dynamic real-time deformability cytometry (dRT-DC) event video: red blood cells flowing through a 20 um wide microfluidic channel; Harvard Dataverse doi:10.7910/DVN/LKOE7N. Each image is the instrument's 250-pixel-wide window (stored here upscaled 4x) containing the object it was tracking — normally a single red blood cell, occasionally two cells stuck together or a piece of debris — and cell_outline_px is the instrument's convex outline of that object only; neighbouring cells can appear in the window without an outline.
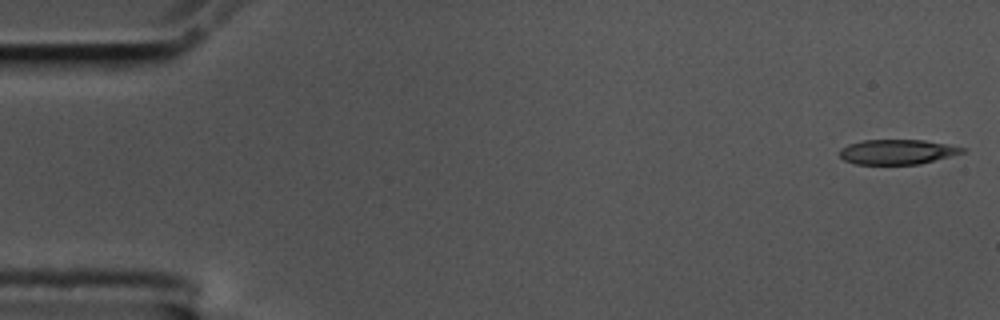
{"species": "common noctule bat (a hibernating species)", "species_latin": "Nyctalus noctula", "temperature_condition": "cold", "stored_images_in_passage": 58, "camera_frame_rate_fps": 3000, "um_per_image_px": 0.085, "animal": {"sex": "male", "body_mass_g": 17.5, "forearm_length_mm": 52.3}, "frame": {"image": 1, "passage_image": 1, "time_ms": 0.0, "image_size_px": [1000, 320], "cell_outline_px": [[968, 148], [964, 152], [920, 164], [856, 164], [844, 160], [840, 156], [840, 148], [848, 144], [864, 140], [924, 140], [948, 144]], "centroid_in_image_um": [76.27, 12.9], "position_along_channel_um": 8.7, "area_um2": 17.74}}
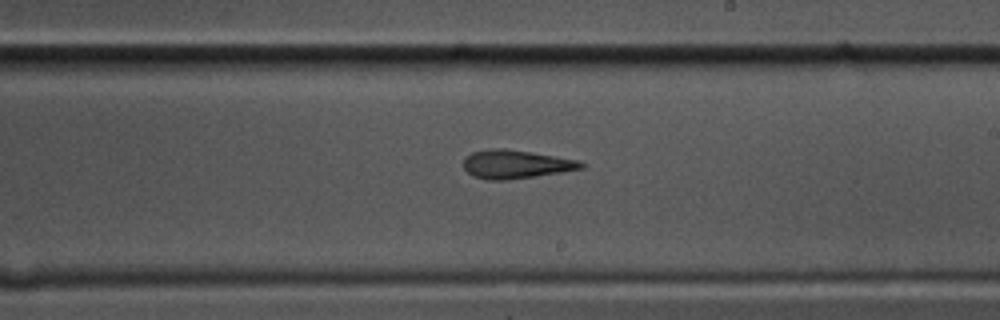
{"frame": {"image": 2, "passage_image": 33, "time_ms": 10.667, "image_size_px": [1000, 320], "cell_outline_px": [[584, 168], [536, 176], [504, 180], [488, 180], [472, 176], [464, 168], [464, 160], [472, 152], [488, 148], [504, 148], [532, 152], [576, 160], [584, 164]], "centroid_in_image_um": [43.8, 13.96], "position_along_channel_um": 245.2, "area_um2": 19.36}}
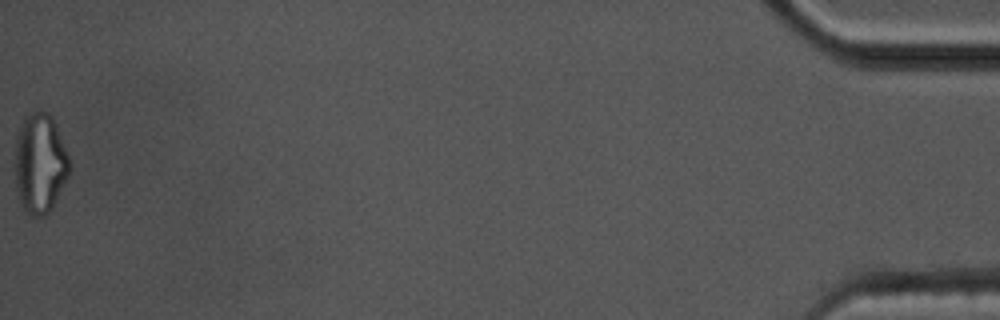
{"frame": {"image": 3, "passage_image": 58, "time_ms": 19.0, "image_size_px": [1000, 320], "cell_outline_px": [[72, 168], [52, 208], [44, 216], [32, 216], [24, 212], [16, 188], [12, 164], [16, 136], [24, 116], [32, 108], [36, 108], [48, 112], [52, 116], [56, 124], [72, 164]], "centroid_in_image_um": [3.37, 13.83], "position_along_channel_um": 431.8, "area_um2": 33.0}, "authors_computed_cell_mechanics": {"area_um2": 19.5942, "velocity_mm_per_s": 3.4448, "shape_relaxation_time_tau1_ms": null, "shape_relaxation_time_tau2_ms": 6.7292, "deformation_change_tau1": null, "deformation_change_tau2": 0.2045}}